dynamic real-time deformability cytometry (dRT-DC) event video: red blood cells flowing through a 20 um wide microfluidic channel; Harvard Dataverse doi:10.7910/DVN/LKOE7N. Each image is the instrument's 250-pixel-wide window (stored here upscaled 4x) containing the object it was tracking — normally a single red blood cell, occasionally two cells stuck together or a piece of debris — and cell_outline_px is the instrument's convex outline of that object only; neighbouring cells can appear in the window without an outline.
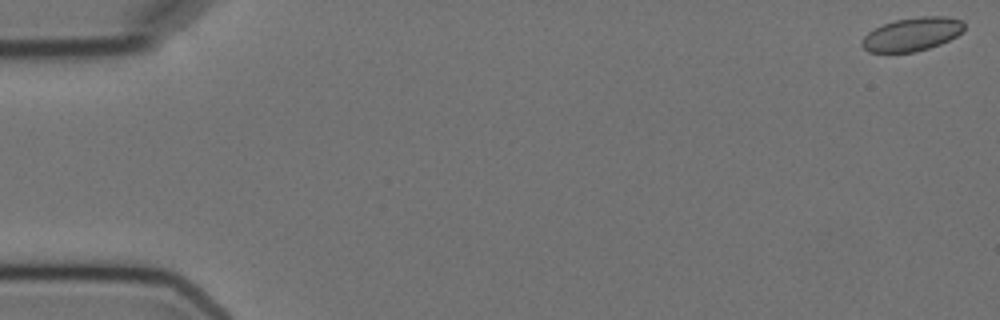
{"species": "Egyptian fruit bat (a non-hibernating species)", "species_latin": "Rousettus aegyptiacus", "temperature_condition": "cold", "stored_images_in_passage": 6, "camera_frame_rate_fps": 3000, "um_per_image_px": 0.085, "animal": {"sex": "female"}, "frame": {"image": 1, "passage_image": 1, "time_ms": 0.0, "image_size_px": [1000, 320], "cell_outline_px": [[964, 28], [956, 36], [940, 44], [916, 52], [868, 52], [860, 44], [860, 40], [868, 32], [884, 24], [896, 20], [920, 16], [944, 16], [964, 20]], "centroid_in_image_um": [77.52, 2.91], "position_along_channel_um": 7.5, "area_um2": 19.88}}